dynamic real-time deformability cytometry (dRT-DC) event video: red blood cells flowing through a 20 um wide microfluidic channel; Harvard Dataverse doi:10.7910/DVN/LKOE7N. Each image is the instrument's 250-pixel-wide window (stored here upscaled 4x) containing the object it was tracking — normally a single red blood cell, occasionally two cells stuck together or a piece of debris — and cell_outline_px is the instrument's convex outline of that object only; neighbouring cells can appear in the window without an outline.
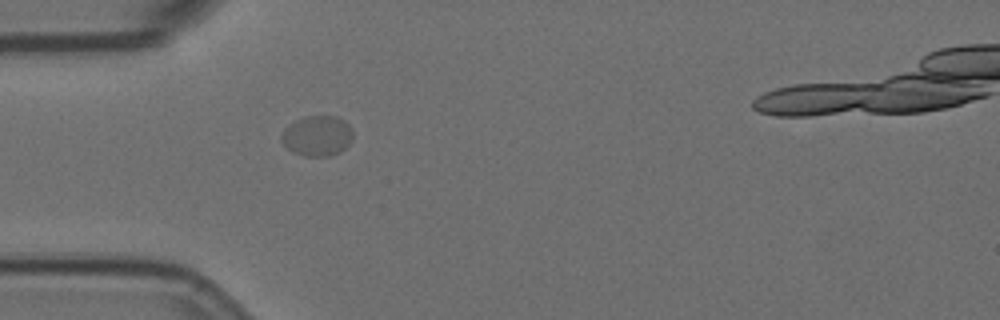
{"species": "Egyptian fruit bat (a non-hibernating species)", "species_latin": "Rousettus aegyptiacus", "temperature_condition": "room temperature", "stored_images_in_passage": 1, "camera_frame_rate_fps": 3000, "um_per_image_px": 0.085, "animal": {"sex": "female"}, "frame": {"image": 1, "passage_image": 1, "time_ms": 0.0, "image_size_px": [1000, 320], "cell_outline_px": [[352, 140], [340, 152], [328, 156], [304, 156], [292, 152], [280, 140], [280, 136], [284, 128], [288, 124], [304, 116], [336, 116], [344, 120], [352, 128]], "centroid_in_image_um": [26.95, 11.54], "position_along_channel_um": 58.1, "area_um2": 16.94}}